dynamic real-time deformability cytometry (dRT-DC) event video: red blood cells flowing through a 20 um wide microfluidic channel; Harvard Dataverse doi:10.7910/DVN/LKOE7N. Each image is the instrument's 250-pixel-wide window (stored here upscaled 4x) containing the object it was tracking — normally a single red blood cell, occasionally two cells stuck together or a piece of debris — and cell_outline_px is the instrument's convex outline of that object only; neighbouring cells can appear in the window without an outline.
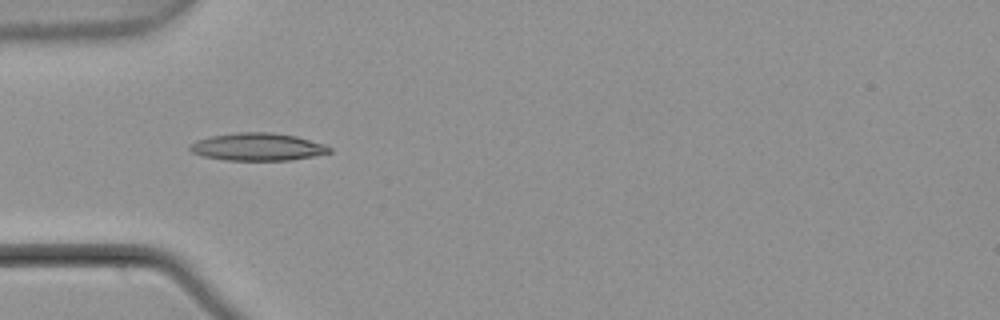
{"species": "common noctule bat (a hibernating species)", "species_latin": "Nyctalus noctula", "temperature_condition": "warm", "stored_images_in_passage": 6, "camera_frame_rate_fps": 3000, "um_per_image_px": 0.085, "animal": {"sex": "male", "body_mass_g": 21.5, "forearm_length_mm": 52.0}, "frame": {"image": 1, "passage_image": 5, "time_ms": 1.333, "image_size_px": [1000, 320], "cell_outline_px": [[332, 152], [292, 160], [228, 160], [204, 156], [192, 152], [188, 148], [196, 140], [212, 136], [236, 132], [272, 132], [296, 136], [324, 144], [332, 148]], "centroid_in_image_um": [21.92, 12.48], "position_along_channel_um": 63.1, "area_um2": 22.31}}
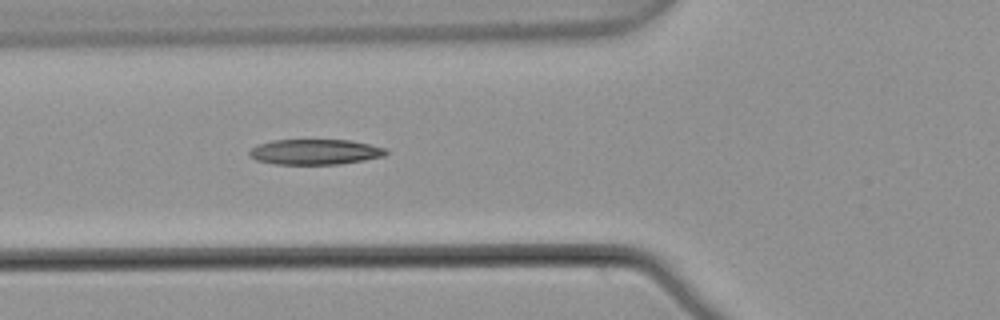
{"frame": {"image": 2, "passage_image": 6, "time_ms": 1.667, "image_size_px": [1000, 320], "cell_outline_px": [[388, 152], [384, 156], [364, 160], [340, 164], [276, 164], [256, 160], [248, 156], [248, 152], [252, 148], [260, 144], [272, 140], [352, 140], [384, 148]], "centroid_in_image_um": [26.76, 12.91], "position_along_channel_um": 99.0, "area_um2": 20.11}}